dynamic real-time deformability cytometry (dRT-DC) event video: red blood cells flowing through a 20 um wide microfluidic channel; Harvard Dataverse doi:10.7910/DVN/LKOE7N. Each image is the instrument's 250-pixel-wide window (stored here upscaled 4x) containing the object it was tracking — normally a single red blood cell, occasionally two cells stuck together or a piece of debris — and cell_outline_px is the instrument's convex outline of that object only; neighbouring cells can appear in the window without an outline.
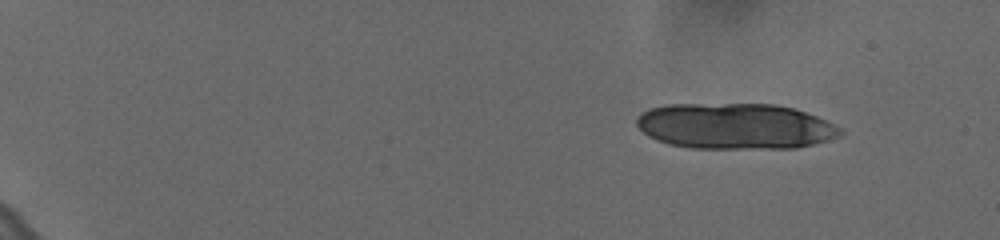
{"species": "human", "species_latin": "Homo sapiens", "temperature_condition": "cold", "stored_images_in_passage": 15, "camera_frame_rate_fps": 3000, "um_per_image_px": 0.085, "donor": {"sex": "female"}, "frame": {"image": 1, "passage_image": 1, "time_ms": 0.0, "image_size_px": [1000, 240], "cell_outline_px": [[844, 132], [840, 136], [828, 140], [796, 148], [692, 148], [668, 144], [656, 140], [648, 136], [636, 124], [636, 116], [648, 108], [668, 104], [776, 104], [792, 108], [816, 116], [840, 128]], "centroid_in_image_um": [62.45, 10.72], "position_along_channel_um": 22.6, "area_um2": 54.45}}